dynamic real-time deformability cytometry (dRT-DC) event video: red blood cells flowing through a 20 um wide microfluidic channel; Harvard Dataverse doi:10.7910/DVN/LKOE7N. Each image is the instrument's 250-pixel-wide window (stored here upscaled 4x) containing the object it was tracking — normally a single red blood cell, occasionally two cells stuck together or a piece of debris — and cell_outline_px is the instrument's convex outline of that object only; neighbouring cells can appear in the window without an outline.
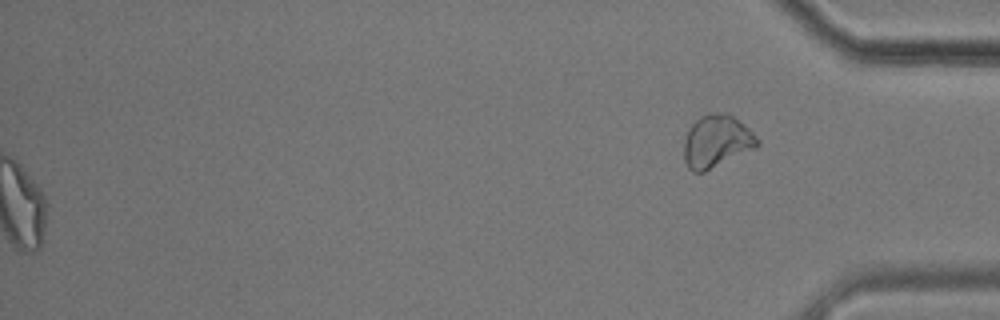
{"species": "common noctule bat (a hibernating species)", "species_latin": "Nyctalus noctula", "temperature_condition": "cold", "stored_images_in_passage": 52, "segment_of_instrument_passage": [2, 2], "camera_frame_rate_fps": 3000, "um_per_image_px": 0.085, "animal": {"sex": "male", "body_mass_g": 17.9}, "frame": {"image": 1, "passage_image": 52, "time_ms": 17.0, "image_size_px": [1000, 320], "cell_outline_px": [[760, 144], [756, 148], [704, 172], [692, 172], [688, 168], [684, 160], [684, 140], [688, 128], [700, 116], [708, 112], [724, 112], [732, 116], [748, 128], [760, 140]], "centroid_in_image_um": [60.89, 12.01], "position_along_channel_um": 374.3, "area_um2": 22.6}}